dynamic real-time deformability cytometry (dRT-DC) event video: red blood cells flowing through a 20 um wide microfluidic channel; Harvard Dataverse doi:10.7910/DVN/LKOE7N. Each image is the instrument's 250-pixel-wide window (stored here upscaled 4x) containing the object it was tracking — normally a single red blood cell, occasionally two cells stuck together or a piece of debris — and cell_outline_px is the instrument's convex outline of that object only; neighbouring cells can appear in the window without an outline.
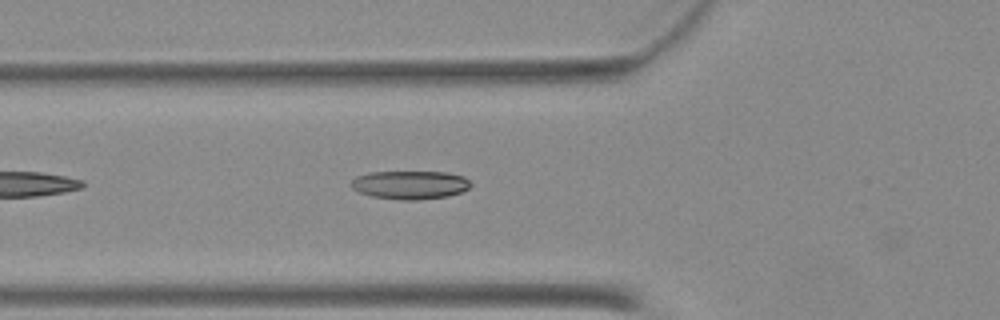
{"species": "Egyptian fruit bat (a non-hibernating species)", "species_latin": "Rousettus aegyptiacus", "temperature_condition": "warm", "stored_images_in_passage": 19, "camera_frame_rate_fps": 3000, "um_per_image_px": 0.085, "animal": {"sex": "female"}, "frame": {"image": 1, "passage_image": 6, "time_ms": 1.667, "image_size_px": [1000, 320], "cell_outline_px": [[472, 184], [468, 188], [460, 192], [448, 196], [416, 200], [400, 200], [372, 196], [360, 192], [352, 188], [348, 184], [356, 176], [368, 172], [444, 172], [464, 176]], "centroid_in_image_um": [34.82, 15.71], "position_along_channel_um": 91.0, "area_um2": 19.83}}
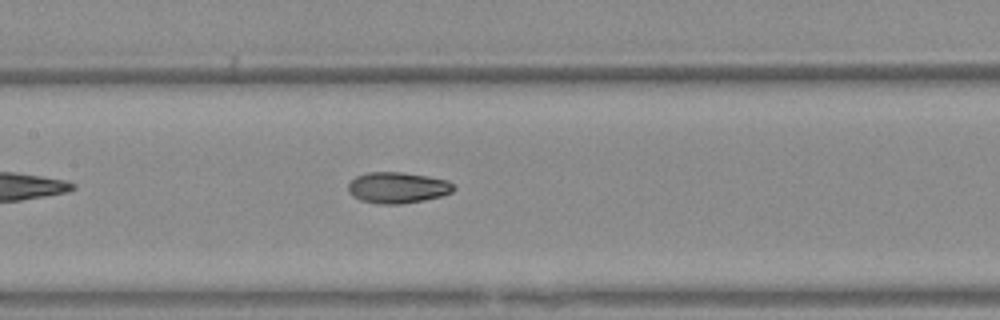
{"frame": {"image": 2, "passage_image": 12, "time_ms": 3.667, "image_size_px": [1000, 320], "cell_outline_px": [[456, 188], [452, 192], [440, 196], [424, 200], [400, 204], [384, 204], [360, 200], [352, 196], [348, 192], [348, 184], [356, 176], [368, 172], [404, 172], [428, 176], [448, 180]], "centroid_in_image_um": [33.79, 15.94], "position_along_channel_um": 173.6, "area_um2": 19.13}}
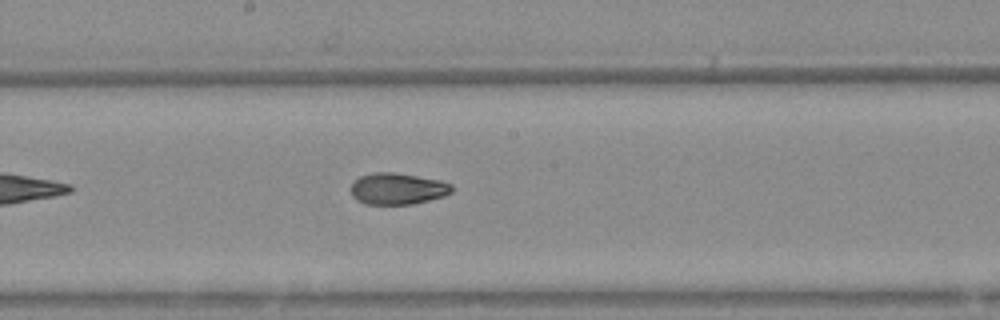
{"frame": {"image": 3, "passage_image": 15, "time_ms": 4.667, "image_size_px": [1000, 320], "cell_outline_px": [[452, 192], [444, 196], [412, 204], [364, 204], [352, 196], [352, 184], [360, 176], [372, 172], [392, 172], [440, 180], [452, 184]], "centroid_in_image_um": [33.8, 16.04], "position_along_channel_um": 214.4, "area_um2": 18.38}}